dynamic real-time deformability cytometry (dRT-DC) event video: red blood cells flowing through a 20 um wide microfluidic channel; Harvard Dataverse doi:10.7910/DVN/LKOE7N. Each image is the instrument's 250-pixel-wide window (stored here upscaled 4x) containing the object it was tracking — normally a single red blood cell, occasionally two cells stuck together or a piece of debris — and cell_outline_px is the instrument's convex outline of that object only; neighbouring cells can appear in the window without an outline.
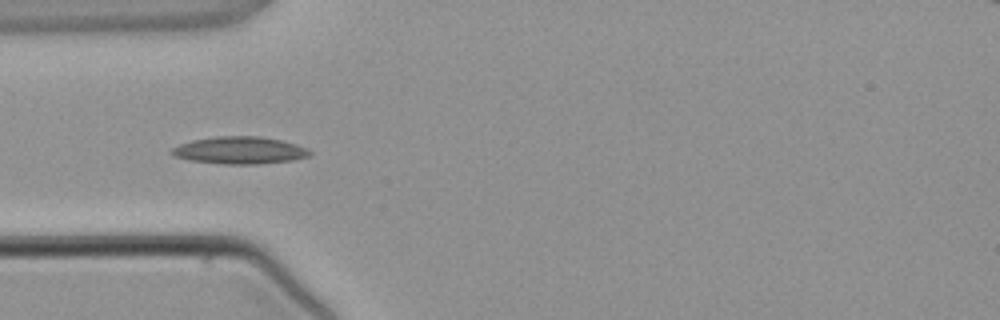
{"species": "common noctule bat (a hibernating species)", "species_latin": "Nyctalus noctula", "temperature_condition": "warm", "stored_images_in_passage": 4, "camera_frame_rate_fps": 3000, "um_per_image_px": 0.085, "animal": {"sex": "male", "body_mass_g": 21.5, "forearm_length_mm": 52.0}, "frame": {"image": 1, "passage_image": 3, "time_ms": 3.0, "image_size_px": [1000, 320], "cell_outline_px": [[312, 152], [308, 156], [292, 160], [256, 164], [224, 164], [192, 160], [172, 156], [168, 152], [172, 148], [180, 144], [192, 140], [216, 136], [260, 136], [280, 140], [296, 144], [308, 148]], "centroid_in_image_um": [20.35, 12.77], "position_along_channel_um": 64.6, "area_um2": 21.91}}
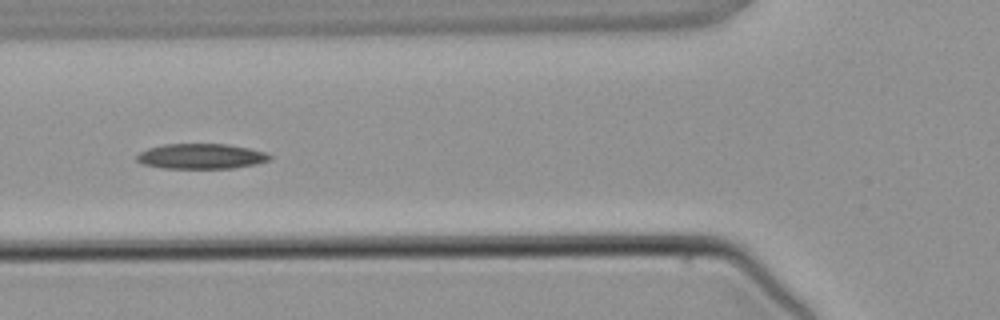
{"frame": {"image": 2, "passage_image": 4, "time_ms": 4.0, "image_size_px": [1000, 320], "cell_outline_px": [[272, 160], [256, 164], [232, 168], [160, 168], [144, 164], [136, 160], [136, 156], [140, 152], [148, 148], [164, 144], [228, 144], [248, 148], [264, 152], [272, 156]], "centroid_in_image_um": [17.1, 13.28], "position_along_channel_um": 108.7, "area_um2": 19.54}}